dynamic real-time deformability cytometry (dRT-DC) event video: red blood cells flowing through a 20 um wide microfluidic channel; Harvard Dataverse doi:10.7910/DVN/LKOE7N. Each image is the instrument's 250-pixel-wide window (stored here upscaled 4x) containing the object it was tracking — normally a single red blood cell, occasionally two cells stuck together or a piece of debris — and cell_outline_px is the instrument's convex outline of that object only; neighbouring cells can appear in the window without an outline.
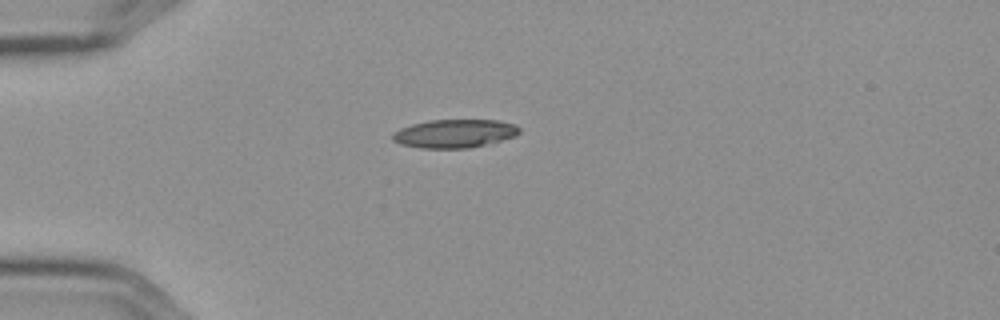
{"species": "Egyptian fruit bat (a non-hibernating species)", "species_latin": "Rousettus aegyptiacus", "temperature_condition": "cold", "stored_images_in_passage": 12, "camera_frame_rate_fps": 3000, "um_per_image_px": 0.085, "frame": {"image": 1, "passage_image": 1, "time_ms": 0.0, "image_size_px": [1000, 320], "cell_outline_px": [[520, 132], [516, 136], [468, 148], [420, 148], [400, 144], [392, 140], [392, 132], [400, 128], [412, 124], [428, 120], [500, 120], [516, 124], [520, 128]], "centroid_in_image_um": [38.62, 11.34], "position_along_channel_um": 46.4, "area_um2": 21.04}}
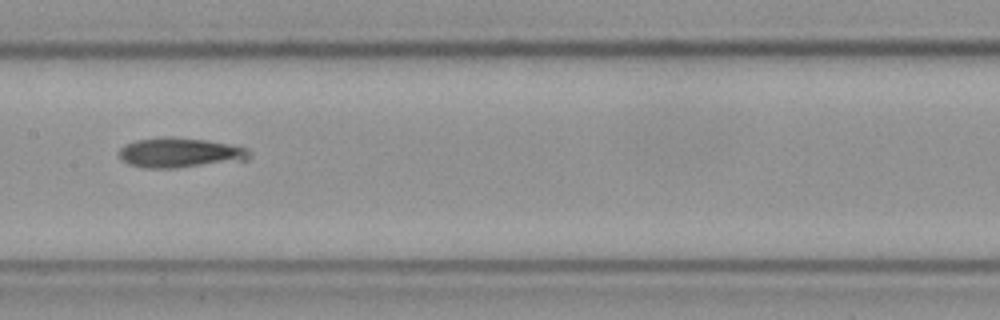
{"frame": {"image": 2, "passage_image": 5, "time_ms": 1.333, "image_size_px": [1000, 320], "cell_outline_px": [[252, 156], [248, 160], [176, 168], [144, 168], [128, 164], [120, 160], [120, 148], [124, 144], [136, 140], [160, 136], [172, 136], [208, 140], [248, 148], [252, 152]], "centroid_in_image_um": [15.31, 12.97], "position_along_channel_um": 192.1, "area_um2": 23.18}}
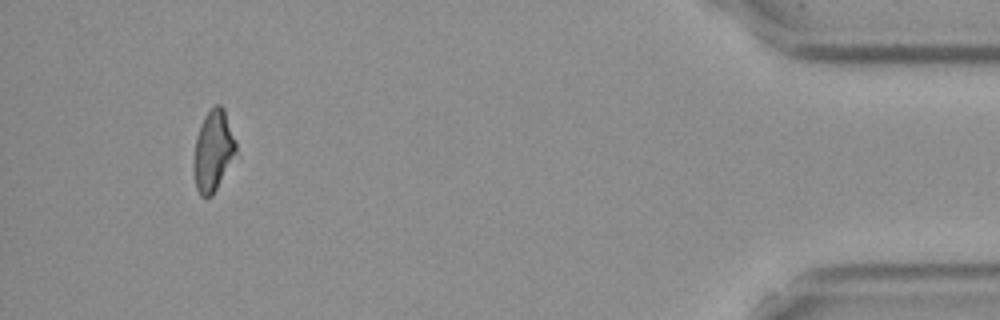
{"frame": {"image": 3, "passage_image": 11, "time_ms": 3.333, "image_size_px": [1000, 320], "cell_outline_px": [[236, 148], [212, 196], [200, 196], [196, 188], [196, 136], [200, 124], [204, 116], [216, 104], [220, 104], [224, 108], [236, 140]], "centroid_in_image_um": [18.13, 12.73], "position_along_channel_um": 417.1, "area_um2": 18.79}}